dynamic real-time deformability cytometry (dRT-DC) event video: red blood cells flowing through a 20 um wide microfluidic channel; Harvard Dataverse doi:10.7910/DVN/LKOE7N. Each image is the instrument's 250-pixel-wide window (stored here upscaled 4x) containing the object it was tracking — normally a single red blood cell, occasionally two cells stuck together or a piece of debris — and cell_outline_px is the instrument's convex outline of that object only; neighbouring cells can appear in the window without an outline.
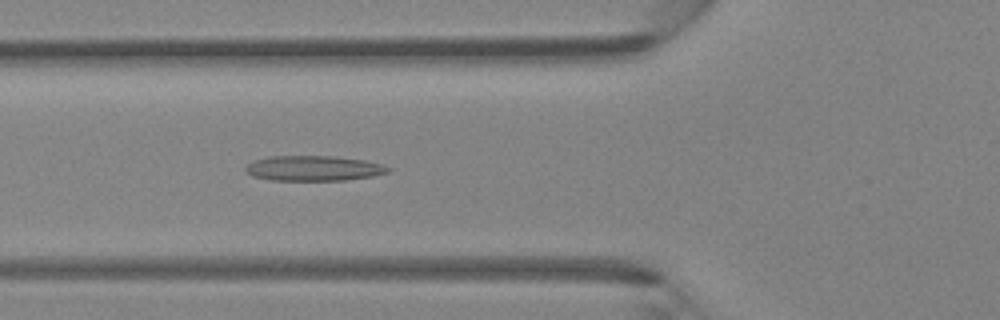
{"species": "Egyptian fruit bat (a non-hibernating species)", "species_latin": "Rousettus aegyptiacus", "temperature_condition": "room temperature", "stored_images_in_passage": 45, "camera_frame_rate_fps": 3000, "um_per_image_px": 0.085, "animal": {"sex": "female"}, "frame": {"image": 1, "passage_image": 16, "time_ms": 5.0, "image_size_px": [1000, 320], "cell_outline_px": [[392, 168], [388, 172], [372, 176], [344, 180], [268, 180], [252, 176], [244, 172], [244, 168], [252, 160], [268, 156], [332, 156], [364, 160], [380, 164]], "centroid_in_image_um": [26.58, 14.3], "position_along_channel_um": 99.2, "area_um2": 20.98}}
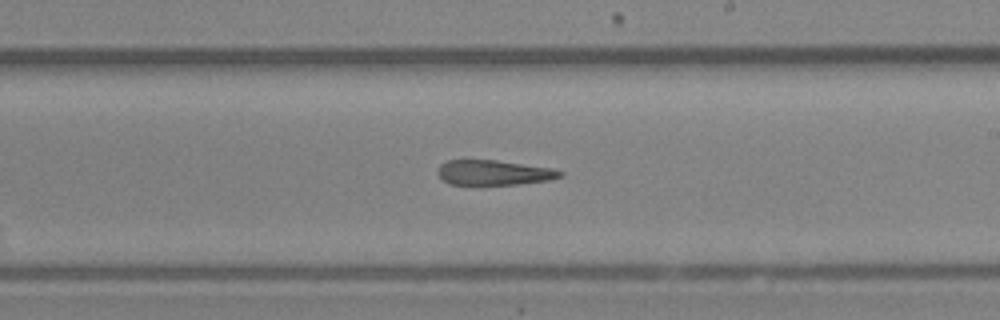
{"frame": {"image": 2, "passage_image": 26, "time_ms": 8.333, "image_size_px": [1000, 320], "cell_outline_px": [[564, 176], [548, 180], [520, 184], [480, 188], [448, 184], [436, 172], [440, 164], [448, 160], [496, 160], [552, 168], [564, 172]], "centroid_in_image_um": [41.93, 14.73], "position_along_channel_um": 247.1, "area_um2": 18.79}}
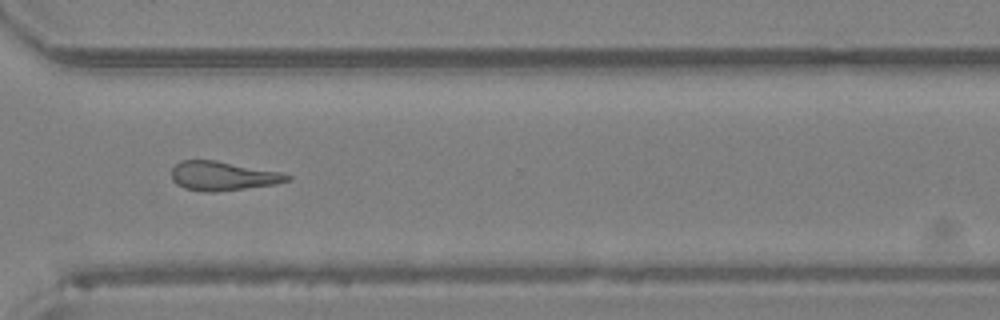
{"frame": {"image": 3, "passage_image": 33, "time_ms": 10.667, "image_size_px": [1000, 320], "cell_outline_px": [[292, 180], [276, 184], [212, 192], [204, 192], [184, 188], [176, 184], [172, 180], [172, 168], [180, 160], [216, 160], [280, 172], [292, 176]], "centroid_in_image_um": [18.93, 14.95], "position_along_channel_um": 351.7, "area_um2": 19.59}}